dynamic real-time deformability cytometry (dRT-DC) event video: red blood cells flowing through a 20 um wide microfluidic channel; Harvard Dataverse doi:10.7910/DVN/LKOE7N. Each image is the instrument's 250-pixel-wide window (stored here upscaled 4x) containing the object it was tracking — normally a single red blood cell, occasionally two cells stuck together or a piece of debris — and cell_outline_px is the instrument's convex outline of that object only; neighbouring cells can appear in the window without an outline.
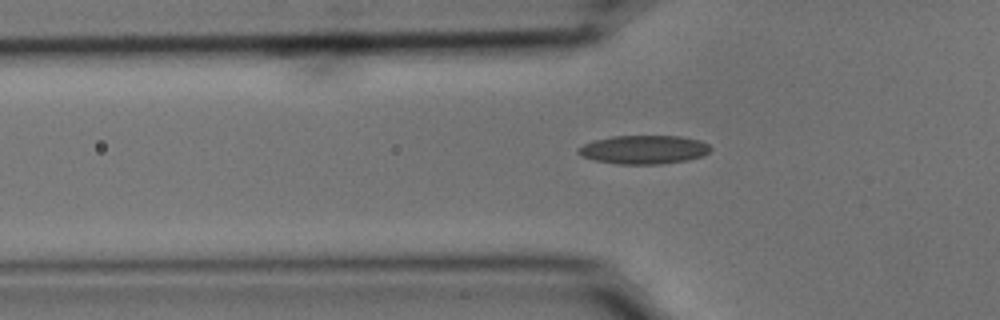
{"species": "common noctule bat (a hibernating species)", "species_latin": "Nyctalus noctula", "temperature_condition": "cold", "stored_images_in_passage": 38, "camera_frame_rate_fps": 3000, "um_per_image_px": 0.085, "animal": {"sex": "male", "body_mass_g": 15.6}, "frame": {"image": 1, "passage_image": 2, "time_ms": 0.333, "image_size_px": [1000, 320], "cell_outline_px": [[712, 148], [704, 156], [688, 160], [660, 164], [616, 164], [596, 160], [580, 156], [576, 152], [576, 148], [584, 144], [596, 140], [612, 136], [680, 136], [700, 140], [708, 144]], "centroid_in_image_um": [54.73, 12.72], "position_along_channel_um": 71.1, "area_um2": 22.2}}
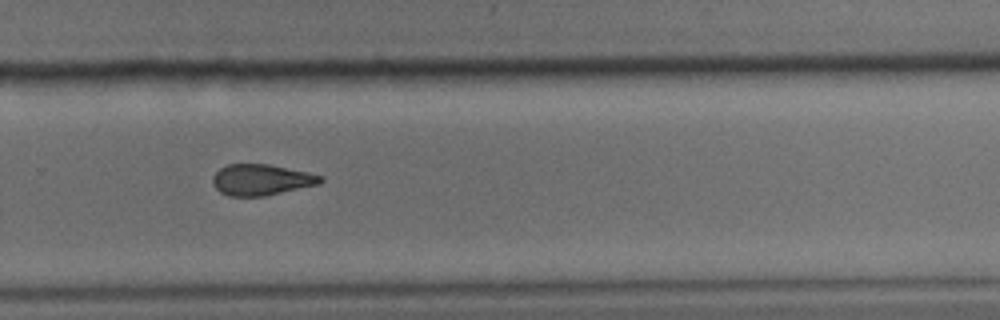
{"frame": {"image": 2, "passage_image": 21, "time_ms": 6.667, "image_size_px": [1000, 320], "cell_outline_px": [[324, 180], [316, 184], [264, 196], [228, 196], [220, 192], [212, 184], [212, 176], [220, 168], [228, 164], [268, 164], [308, 172], [324, 176]], "centroid_in_image_um": [22.17, 15.27], "position_along_channel_um": 307.6, "area_um2": 19.36}}
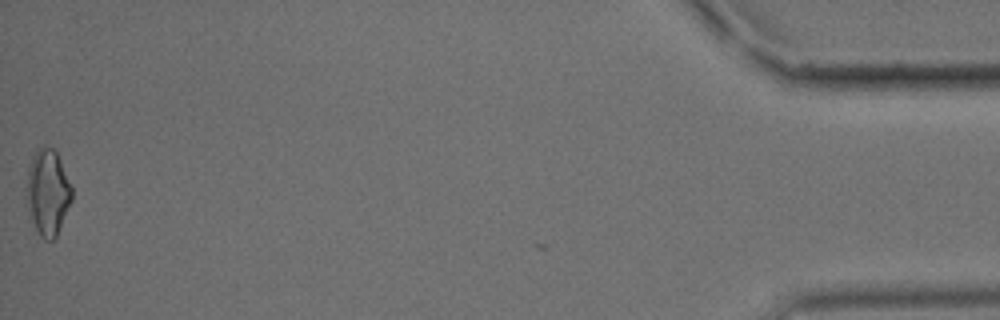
{"frame": {"image": 3, "passage_image": 38, "time_ms": 12.333, "image_size_px": [1000, 320], "cell_outline_px": [[72, 200], [56, 236], [52, 240], [44, 240], [40, 236], [32, 220], [28, 208], [28, 164], [36, 148], [44, 144], [52, 148], [56, 152], [60, 160], [72, 188]], "centroid_in_image_um": [4.07, 16.31], "position_along_channel_um": 431.1, "area_um2": 22.37}, "authors_computed_cell_mechanics": {"area_um2": 20.5768, "velocity_mm_per_s": 3.7275, "shape_relaxation_time_tau1_ms": null, "shape_relaxation_time_tau2_ms": 4.3685, "deformation_change_tau1": null, "deformation_change_tau2": 0.1131}}